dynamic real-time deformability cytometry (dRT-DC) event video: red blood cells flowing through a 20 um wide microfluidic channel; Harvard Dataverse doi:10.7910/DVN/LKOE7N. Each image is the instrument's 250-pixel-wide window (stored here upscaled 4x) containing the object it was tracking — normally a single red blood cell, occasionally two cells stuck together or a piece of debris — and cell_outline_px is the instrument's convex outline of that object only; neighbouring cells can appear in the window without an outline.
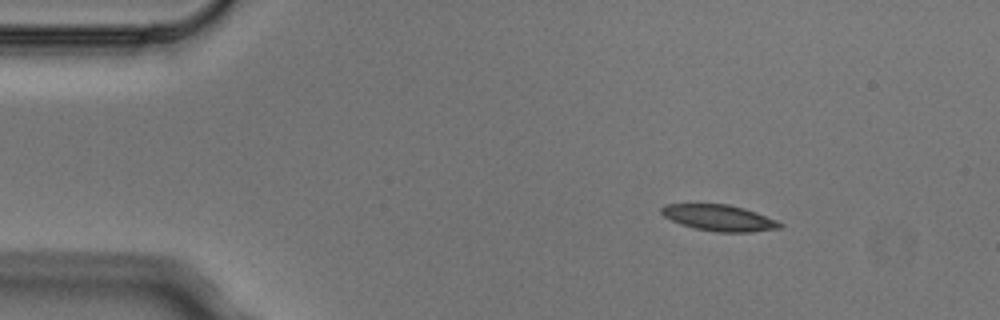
{"species": "Egyptian fruit bat (a non-hibernating species)", "species_latin": "Rousettus aegyptiacus", "temperature_condition": "cold", "stored_images_in_passage": 2, "camera_frame_rate_fps": 3000, "um_per_image_px": 0.085, "animal": {"sex": "male"}, "frame": {"image": 1, "passage_image": 1, "time_ms": 0.0, "image_size_px": [1000, 320], "cell_outline_px": [[784, 224], [780, 228], [752, 232], [716, 232], [696, 228], [680, 224], [664, 216], [660, 212], [660, 208], [664, 204], [728, 204], [744, 208], [756, 212], [776, 220]], "centroid_in_image_um": [61.12, 18.51], "position_along_channel_um": 23.9, "area_um2": 18.03}}